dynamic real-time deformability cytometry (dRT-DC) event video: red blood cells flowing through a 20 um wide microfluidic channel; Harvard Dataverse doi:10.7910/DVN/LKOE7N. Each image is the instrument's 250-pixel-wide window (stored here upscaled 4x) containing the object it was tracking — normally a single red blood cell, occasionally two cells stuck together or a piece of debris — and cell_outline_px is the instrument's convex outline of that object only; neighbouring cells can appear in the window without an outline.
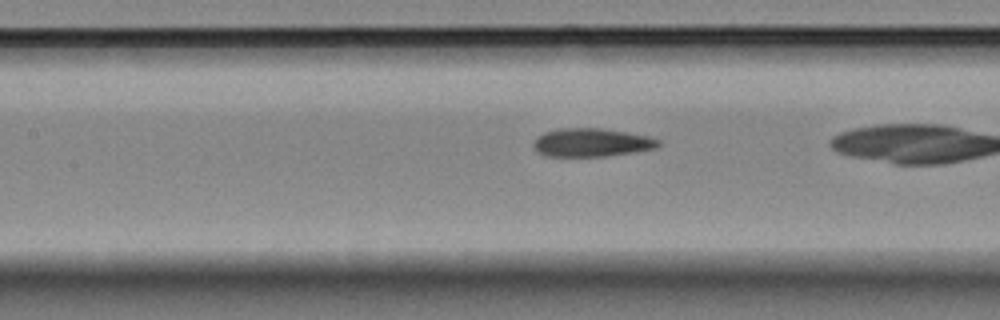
{"species": "Egyptian fruit bat (a non-hibernating species)", "species_latin": "Rousettus aegyptiacus", "temperature_condition": "room temperature", "stored_images_in_passage": 41, "camera_frame_rate_fps": 3000, "um_per_image_px": 0.085, "animal": {"sex": "female"}, "frame": {"image": 1, "passage_image": 22, "time_ms": 7.0, "image_size_px": [1000, 320], "cell_outline_px": [[660, 144], [656, 148], [632, 152], [604, 156], [544, 156], [536, 152], [532, 144], [544, 132], [560, 128], [600, 128], [648, 136], [660, 140]], "centroid_in_image_um": [50.26, 12.12], "position_along_channel_um": 157.1, "area_um2": 20.46}}
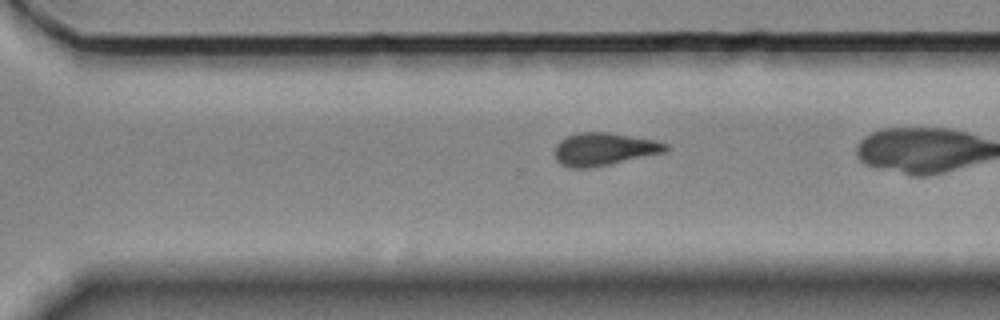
{"frame": {"image": 2, "passage_image": 36, "time_ms": 11.667, "image_size_px": [1000, 320], "cell_outline_px": [[668, 148], [664, 152], [608, 164], [588, 168], [568, 168], [560, 164], [556, 160], [552, 152], [556, 144], [560, 140], [568, 136], [580, 132], [608, 132], [656, 140], [668, 144]], "centroid_in_image_um": [51.27, 12.67], "position_along_channel_um": 319.3, "area_um2": 21.15}}